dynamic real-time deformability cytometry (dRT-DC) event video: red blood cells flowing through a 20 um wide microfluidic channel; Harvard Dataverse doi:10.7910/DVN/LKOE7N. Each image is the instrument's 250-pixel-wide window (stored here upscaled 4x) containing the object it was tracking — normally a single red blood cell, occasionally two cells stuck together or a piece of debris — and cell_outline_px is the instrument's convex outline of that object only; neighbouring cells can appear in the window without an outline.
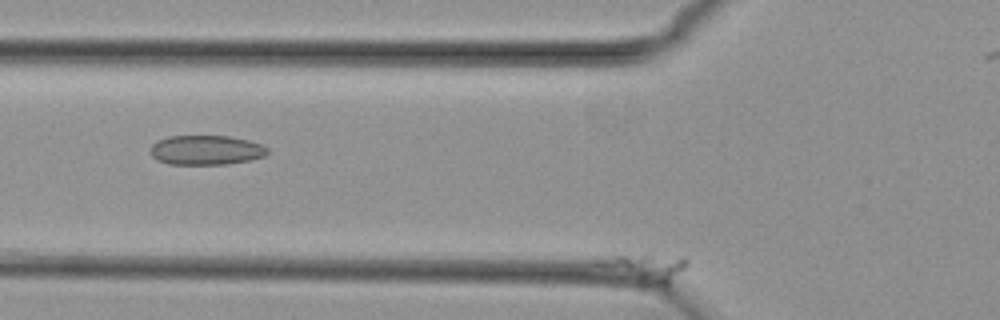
{"species": "common noctule bat (a hibernating species)", "species_latin": "Nyctalus noctula", "temperature_condition": "cold", "stored_images_in_passage": 21, "camera_frame_rate_fps": 3000, "um_per_image_px": 0.085, "animal": {"sex": "female", "body_mass_g": 29.2, "forearm_length_mm": 56.3}, "frame": {"image": 1, "passage_image": 21, "time_ms": 6.667, "image_size_px": [1000, 320], "cell_outline_px": [[688, 264], [664, 288], [596, 264], [596, 260], [616, 256], [648, 256], [688, 260]], "centroid_in_image_um": [54.92, 22.77], "position_along_channel_um": 70.9, "area_um2": 12.43}}